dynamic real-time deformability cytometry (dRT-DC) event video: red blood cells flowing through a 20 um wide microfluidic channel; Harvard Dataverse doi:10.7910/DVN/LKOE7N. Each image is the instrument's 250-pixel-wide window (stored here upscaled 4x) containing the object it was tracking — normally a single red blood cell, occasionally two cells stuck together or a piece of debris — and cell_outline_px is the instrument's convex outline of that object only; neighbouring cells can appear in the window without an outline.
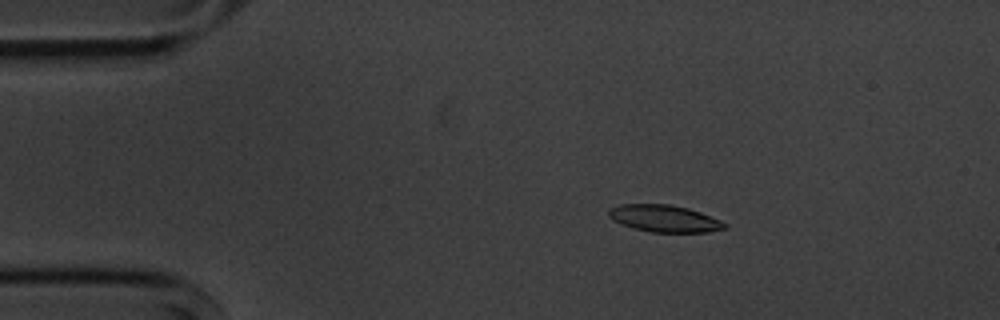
{"species": "common noctule bat (a hibernating species)", "species_latin": "Nyctalus noctula", "temperature_condition": "cold", "stored_images_in_passage": 5, "camera_frame_rate_fps": 3000, "um_per_image_px": 0.085, "animal": {"sex": "male", "body_mass_g": 20.1, "forearm_length_mm": 53.5}, "frame": {"image": 1, "passage_image": 2, "time_ms": 1.0, "image_size_px": [1000, 320], "cell_outline_px": [[728, 228], [708, 232], [652, 232], [636, 228], [612, 220], [608, 216], [608, 208], [620, 204], [668, 204], [688, 208], [700, 212], [720, 220], [728, 224]], "centroid_in_image_um": [56.49, 18.56], "position_along_channel_um": 28.5, "area_um2": 18.21}}
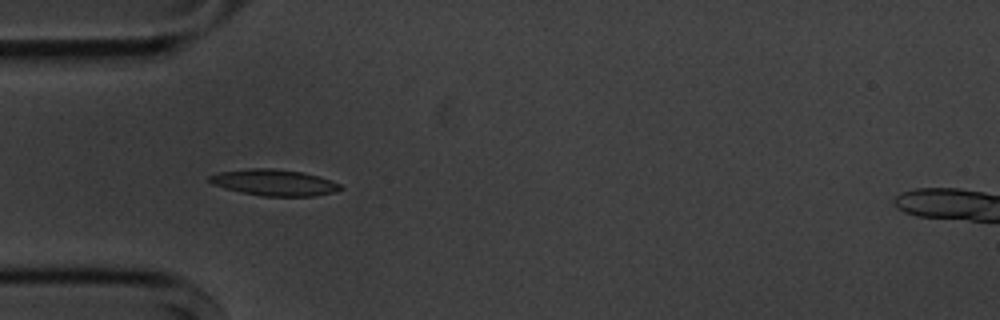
{"frame": {"image": 2, "passage_image": 4, "time_ms": 3.333, "image_size_px": [1000, 320], "cell_outline_px": [[344, 188], [336, 192], [312, 196], [260, 196], [240, 192], [224, 188], [212, 184], [208, 180], [208, 176], [220, 172], [248, 168], [272, 168], [304, 172], [320, 176], [340, 184]], "centroid_in_image_um": [23.31, 15.51], "position_along_channel_um": 61.7, "area_um2": 20.23}}
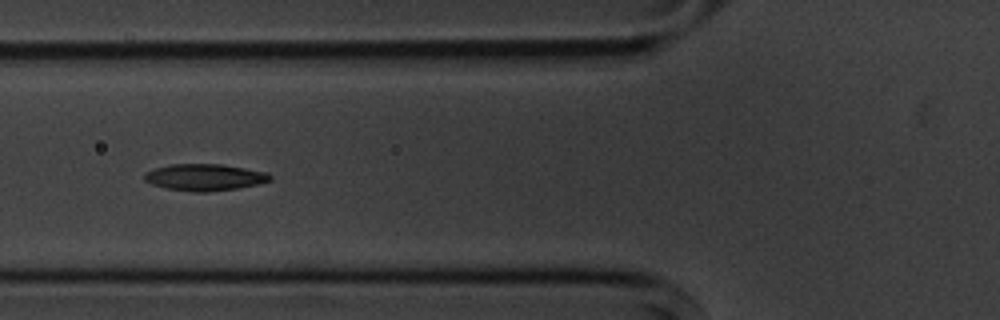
{"frame": {"image": 3, "passage_image": 5, "time_ms": 4.667, "image_size_px": [1000, 320], "cell_outline_px": [[272, 180], [256, 184], [236, 188], [208, 192], [192, 192], [168, 188], [152, 184], [144, 180], [144, 172], [156, 168], [172, 164], [220, 164], [268, 172], [272, 176]], "centroid_in_image_um": [17.4, 15.06], "position_along_channel_um": 108.4, "area_um2": 19.42}}